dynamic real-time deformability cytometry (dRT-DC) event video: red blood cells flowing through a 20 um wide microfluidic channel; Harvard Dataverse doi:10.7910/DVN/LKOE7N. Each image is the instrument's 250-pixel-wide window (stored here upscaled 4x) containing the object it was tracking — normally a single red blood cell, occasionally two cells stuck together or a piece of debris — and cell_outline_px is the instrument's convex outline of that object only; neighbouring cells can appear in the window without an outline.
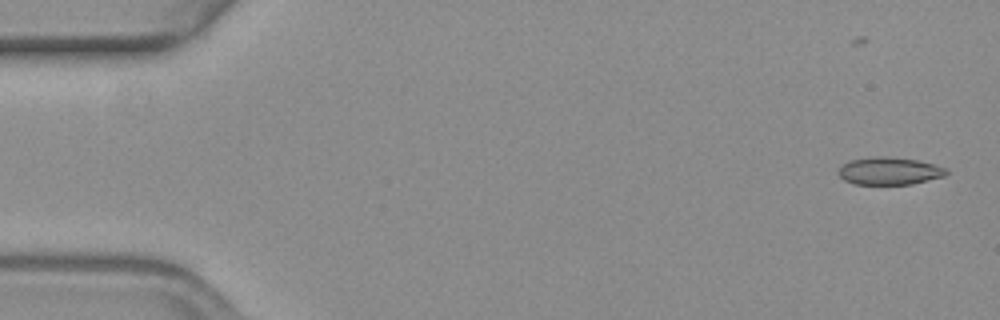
{"species": "common noctule bat (a hibernating species)", "species_latin": "Nyctalus noctula", "temperature_condition": "warm", "stored_images_in_passage": 16, "camera_frame_rate_fps": 3000, "um_per_image_px": 0.085, "animal": {"sex": "female", "body_mass_g": 19.3, "forearm_length_mm": 54.1}, "frame": {"image": 1, "passage_image": 1, "time_ms": 0.0, "image_size_px": [1000, 320], "cell_outline_px": [[948, 172], [944, 176], [912, 184], [856, 184], [844, 180], [836, 172], [848, 160], [876, 156], [888, 156], [916, 160], [932, 164], [944, 168]], "centroid_in_image_um": [75.55, 14.53], "position_along_channel_um": 9.4, "area_um2": 17.17}}
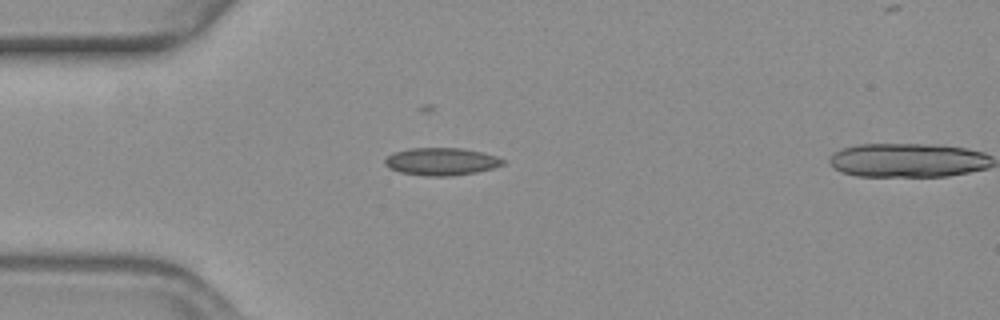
{"frame": {"image": 2, "passage_image": 14, "time_ms": 4.333, "image_size_px": [1000, 320], "cell_outline_px": [[504, 164], [492, 168], [476, 172], [452, 176], [424, 176], [400, 172], [388, 168], [384, 164], [384, 160], [392, 152], [412, 148], [460, 148], [484, 152], [496, 156], [504, 160]], "centroid_in_image_um": [37.49, 13.73], "position_along_channel_um": 47.5, "area_um2": 19.02}}